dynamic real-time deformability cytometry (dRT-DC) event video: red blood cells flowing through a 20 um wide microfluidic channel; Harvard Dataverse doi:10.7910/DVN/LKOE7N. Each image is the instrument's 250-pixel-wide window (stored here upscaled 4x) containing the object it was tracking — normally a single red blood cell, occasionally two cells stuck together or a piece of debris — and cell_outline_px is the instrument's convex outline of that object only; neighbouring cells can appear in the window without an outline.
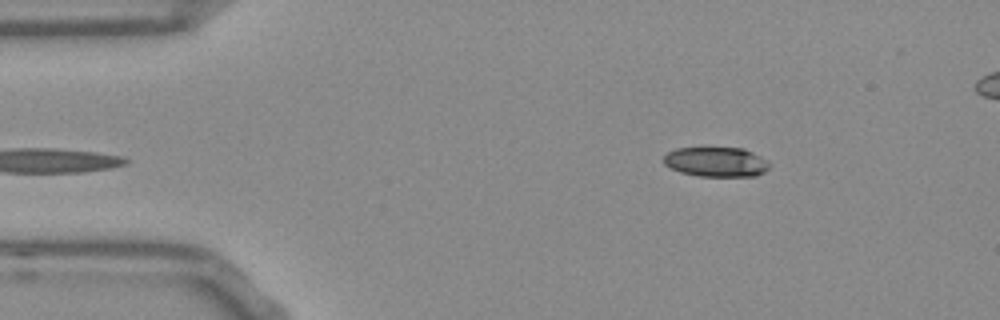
{"species": "Egyptian fruit bat (a non-hibernating species)", "species_latin": "Rousettus aegyptiacus", "temperature_condition": "room temperature", "stored_images_in_passage": 38, "camera_frame_rate_fps": 3000, "um_per_image_px": 0.085, "frame": {"image": 1, "passage_image": 1, "time_ms": 0.0, "image_size_px": [1000, 320], "cell_outline_px": [[768, 168], [764, 172], [756, 176], [700, 176], [680, 172], [664, 164], [664, 156], [668, 152], [676, 148], [744, 148], [768, 160]], "centroid_in_image_um": [60.88, 13.76], "position_along_channel_um": 24.1, "area_um2": 18.21}}
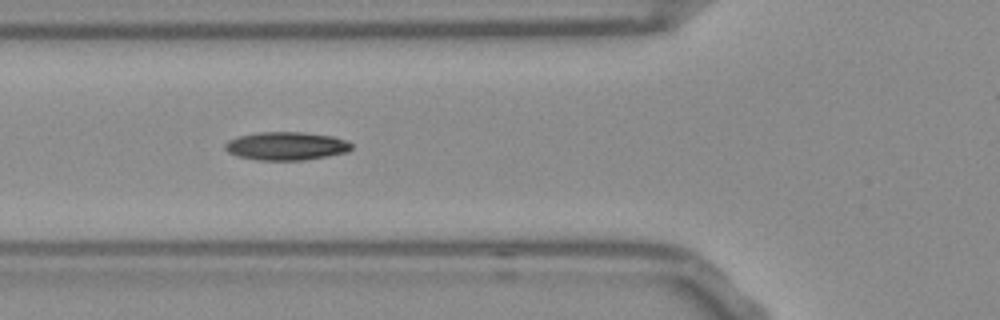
{"frame": {"image": 2, "passage_image": 12, "time_ms": 3.667, "image_size_px": [1000, 320], "cell_outline_px": [[352, 148], [348, 152], [304, 160], [260, 160], [240, 156], [228, 152], [224, 148], [224, 144], [228, 140], [240, 136], [260, 132], [304, 132], [332, 136], [348, 140], [352, 144]], "centroid_in_image_um": [24.37, 12.4], "position_along_channel_um": 101.4, "area_um2": 20.75}}
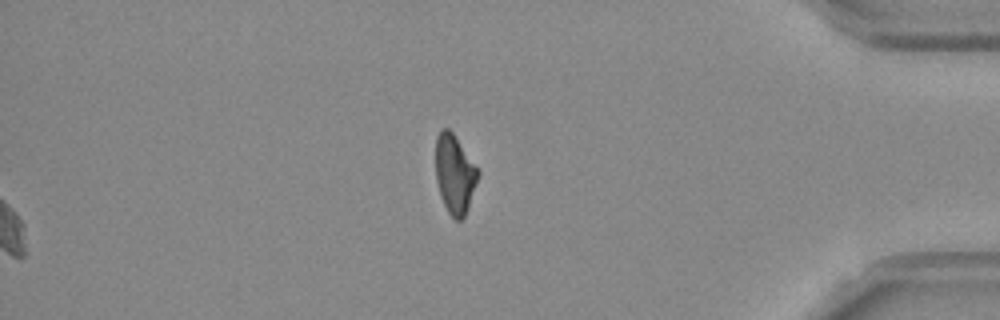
{"frame": {"image": 3, "passage_image": 38, "time_ms": 12.333, "image_size_px": [1000, 320], "cell_outline_px": [[480, 172], [468, 208], [464, 216], [460, 220], [456, 220], [448, 212], [440, 196], [436, 180], [436, 136], [440, 128], [448, 128], [452, 132]], "centroid_in_image_um": [38.63, 14.79], "position_along_channel_um": 396.6, "area_um2": 19.25}, "authors_computed_cell_mechanics": {"area_um2": 19.941, "velocity_mm_per_s": 3.8256, "shape_relaxation_time_tau1_ms": 9.292, "shape_relaxation_time_tau2_ms": 5.2151, "deformation_change_tau1": 0.2023, "deformation_change_tau2": 0.1237}}